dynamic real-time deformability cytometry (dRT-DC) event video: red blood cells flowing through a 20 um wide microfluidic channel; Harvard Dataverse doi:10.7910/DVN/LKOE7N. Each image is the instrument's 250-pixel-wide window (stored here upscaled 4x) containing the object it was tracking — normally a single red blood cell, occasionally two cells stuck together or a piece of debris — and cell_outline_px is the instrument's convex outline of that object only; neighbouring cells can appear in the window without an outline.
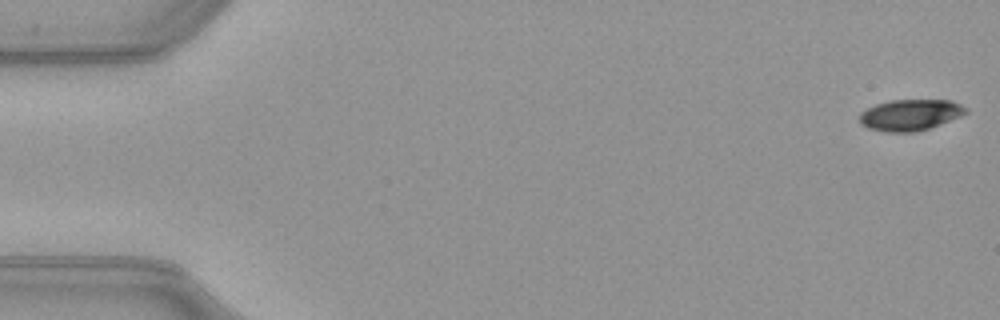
{"species": "common noctule bat (a hibernating species)", "species_latin": "Nyctalus noctula", "temperature_condition": "warm", "stored_images_in_passage": 52, "camera_frame_rate_fps": 3000, "um_per_image_px": 0.085, "animal": {"sex": "female", "body_mass_g": 21.9}, "frame": {"image": 1, "passage_image": 1, "time_ms": 0.0, "image_size_px": [1000, 320], "cell_outline_px": [[968, 112], [960, 116], [928, 128], [916, 132], [888, 132], [868, 128], [860, 124], [860, 112], [876, 104], [892, 100], [952, 100], [968, 108]], "centroid_in_image_um": [77.37, 9.76], "position_along_channel_um": 7.6, "area_um2": 19.19}}
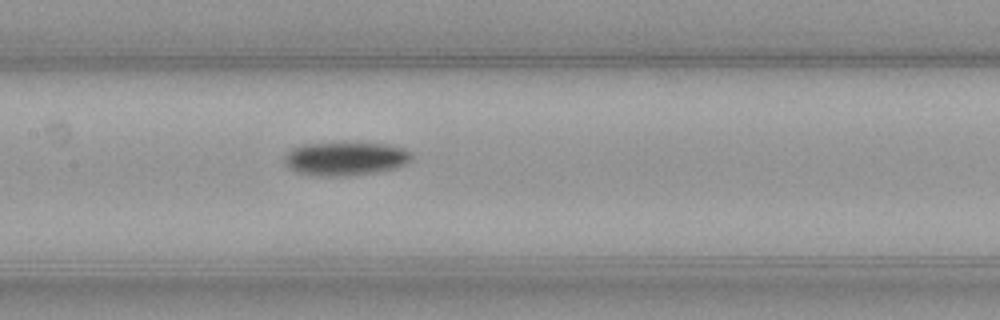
{"frame": {"image": 2, "passage_image": 25, "time_ms": 8.0, "image_size_px": [1000, 320], "cell_outline_px": [[412, 160], [396, 168], [376, 172], [348, 176], [316, 176], [296, 172], [288, 168], [284, 164], [284, 156], [292, 148], [304, 144], [388, 144], [404, 148], [412, 152]], "centroid_in_image_um": [29.36, 13.51], "position_along_channel_um": 178.0, "area_um2": 24.8}}
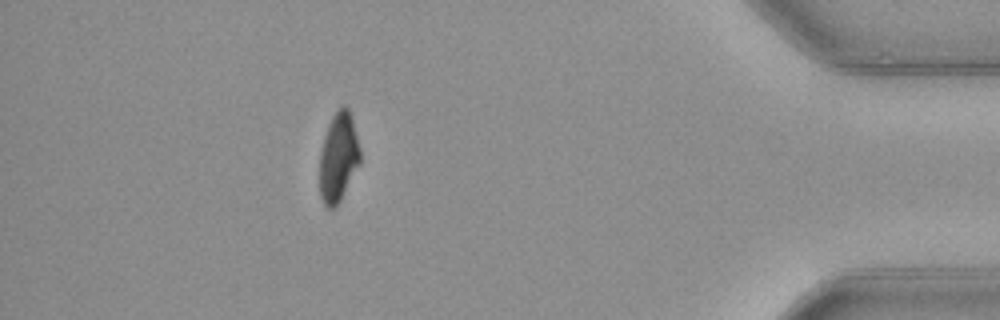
{"frame": {"image": 3, "passage_image": 46, "time_ms": 15.0, "image_size_px": [1000, 320], "cell_outline_px": [[360, 164], [336, 208], [328, 208], [324, 204], [320, 196], [320, 152], [324, 136], [328, 124], [332, 116], [340, 104], [344, 104], [348, 108], [352, 116], [360, 148]], "centroid_in_image_um": [28.77, 13.34], "position_along_channel_um": 406.4, "area_um2": 21.33}, "authors_computed_cell_mechanics": {"area_um2": 22.7154, "velocity_mm_per_s": 4.0116, "shape_relaxation_time_tau1_ms": 4.8417, "shape_relaxation_time_tau2_ms": null, "deformation_change_tau1": 0.1548, "deformation_change_tau2": null}}